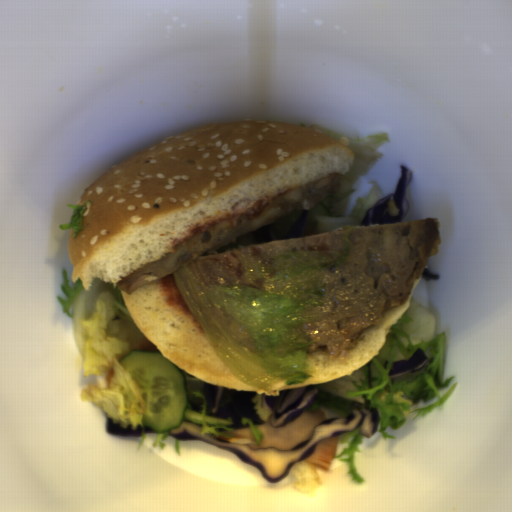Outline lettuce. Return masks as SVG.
<instances>
[{"instance_id": "lettuce-1", "label": "lettuce", "mask_w": 512, "mask_h": 512, "mask_svg": "<svg viewBox=\"0 0 512 512\" xmlns=\"http://www.w3.org/2000/svg\"><path fill=\"white\" fill-rule=\"evenodd\" d=\"M354 228L337 248L263 253L249 245L171 275L210 347L248 388L311 381L306 328L321 312L325 282L347 260Z\"/></svg>"}]
</instances>
